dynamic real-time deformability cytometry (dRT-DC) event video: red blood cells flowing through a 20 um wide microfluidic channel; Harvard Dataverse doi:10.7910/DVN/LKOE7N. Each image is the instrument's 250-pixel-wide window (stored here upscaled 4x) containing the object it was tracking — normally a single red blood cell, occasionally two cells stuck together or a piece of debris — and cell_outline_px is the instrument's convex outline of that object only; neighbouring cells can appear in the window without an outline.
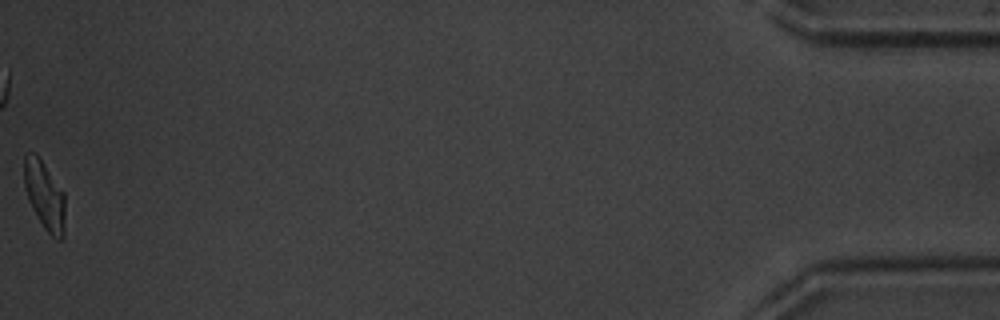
{"species": "common noctule bat (a hibernating species)", "species_latin": "Nyctalus noctula", "temperature_condition": "warm", "stored_images_in_passage": 51, "camera_frame_rate_fps": 3000, "um_per_image_px": 0.085, "animal": {"sex": "male", "body_mass_g": 20.1, "forearm_length_mm": 53.5}, "frame": {"image": 1, "passage_image": 51, "time_ms": 16.667, "image_size_px": [1000, 320], "cell_outline_px": [[64, 236], [60, 240], [56, 240], [44, 228], [28, 200], [24, 188], [24, 156], [32, 152], [36, 152], [64, 192]], "centroid_in_image_um": [3.78, 16.6], "position_along_channel_um": 431.4, "area_um2": 16.36}, "authors_computed_cell_mechanics": {"area_um2": 17.3978, "velocity_mm_per_s": 4.0041, "shape_relaxation_time_tau1_ms": 3.142, "shape_relaxation_time_tau2_ms": 2.1739, "deformation_change_tau1": 0.1533, "deformation_change_tau2": 0.0849}}